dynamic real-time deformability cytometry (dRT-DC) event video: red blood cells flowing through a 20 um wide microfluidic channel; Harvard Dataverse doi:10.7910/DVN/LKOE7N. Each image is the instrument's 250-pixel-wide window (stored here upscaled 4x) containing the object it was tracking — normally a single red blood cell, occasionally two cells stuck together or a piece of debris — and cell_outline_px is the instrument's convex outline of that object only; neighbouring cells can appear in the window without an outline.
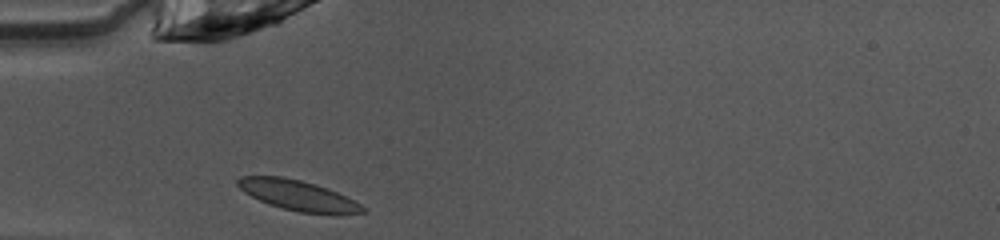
{"species": "common noctule bat (a hibernating species)", "species_latin": "Nyctalus noctula", "temperature_condition": "warm", "stored_images_in_passage": 35, "camera_frame_rate_fps": 3000, "um_per_image_px": 0.085, "animal": {"sex": "female", "body_mass_g": 10.0, "forearm_length_mm": 53.1}, "frame": {"image": 1, "passage_image": 1, "time_ms": 0.0, "image_size_px": [1000, 240], "cell_outline_px": [[364, 212], [300, 212], [268, 204], [244, 192], [236, 184], [236, 180], [240, 176], [284, 176], [300, 180], [336, 192], [360, 204], [364, 208]], "centroid_in_image_um": [25.18, 16.56], "position_along_channel_um": 59.8, "area_um2": 20.98}}
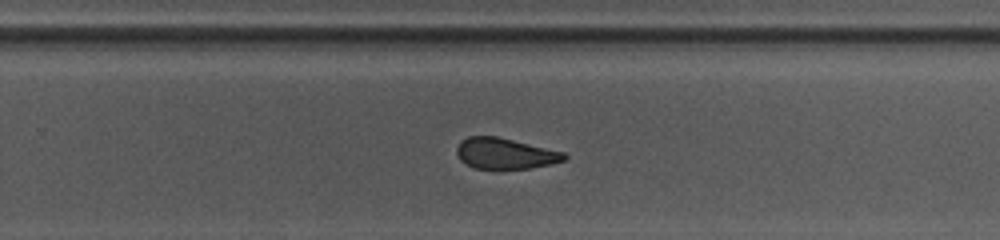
{"frame": {"image": 2, "passage_image": 18, "time_ms": 5.667, "image_size_px": [1000, 240], "cell_outline_px": [[568, 156], [564, 160], [552, 164], [532, 168], [476, 168], [460, 160], [456, 152], [456, 148], [460, 140], [468, 136], [496, 136], [564, 152]], "centroid_in_image_um": [42.92, 13.04], "position_along_channel_um": 286.9, "area_um2": 19.19}}
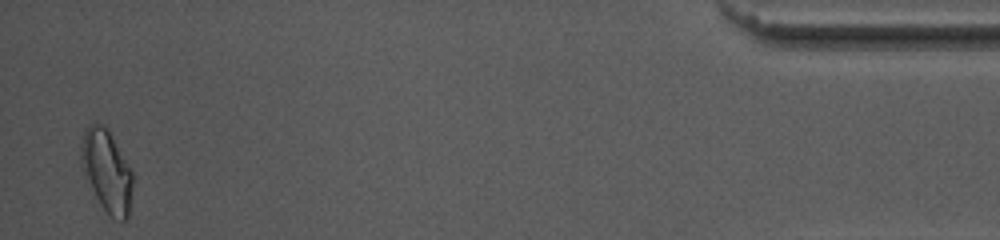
{"frame": {"image": 3, "passage_image": 34, "time_ms": 11.0, "image_size_px": [1000, 240], "cell_outline_px": [[132, 188], [128, 216], [124, 220], [120, 220], [112, 216], [100, 204], [84, 176], [80, 168], [80, 144], [84, 128], [92, 124], [100, 124], [108, 128], [132, 172]], "centroid_in_image_um": [9.03, 14.48], "position_along_channel_um": 426.2, "area_um2": 24.57}, "authors_computed_cell_mechanics": {"area_um2": 21.1548, "velocity_mm_per_s": 4.0707, "shape_relaxation_time_tau1_ms": 8.5642, "shape_relaxation_time_tau2_ms": 1.636, "deformation_change_tau1": 0.1718, "deformation_change_tau2": 0.0768}}